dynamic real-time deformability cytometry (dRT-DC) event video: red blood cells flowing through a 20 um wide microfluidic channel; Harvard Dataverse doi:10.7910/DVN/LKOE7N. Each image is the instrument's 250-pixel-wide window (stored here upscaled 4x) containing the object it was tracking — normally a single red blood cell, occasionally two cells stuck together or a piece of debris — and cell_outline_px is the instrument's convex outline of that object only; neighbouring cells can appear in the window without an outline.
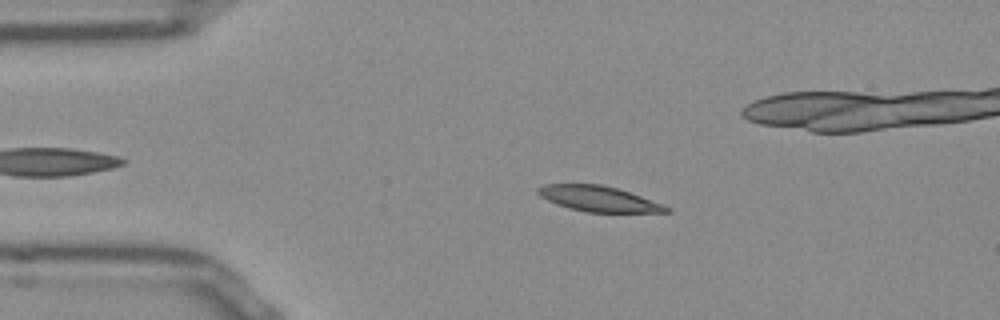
{"species": "Egyptian fruit bat (a non-hibernating species)", "species_latin": "Rousettus aegyptiacus", "temperature_condition": "room temperature", "stored_images_in_passage": 53, "camera_frame_rate_fps": 3000, "um_per_image_px": 0.085, "frame": {"image": 1, "passage_image": 10, "time_ms": 3.0, "image_size_px": [1000, 320], "cell_outline_px": [[672, 212], [584, 212], [568, 208], [556, 204], [540, 196], [536, 192], [536, 188], [544, 184], [600, 184], [616, 188], [664, 204], [672, 208]], "centroid_in_image_um": [50.87, 16.9], "position_along_channel_um": 34.1, "area_um2": 19.07}}
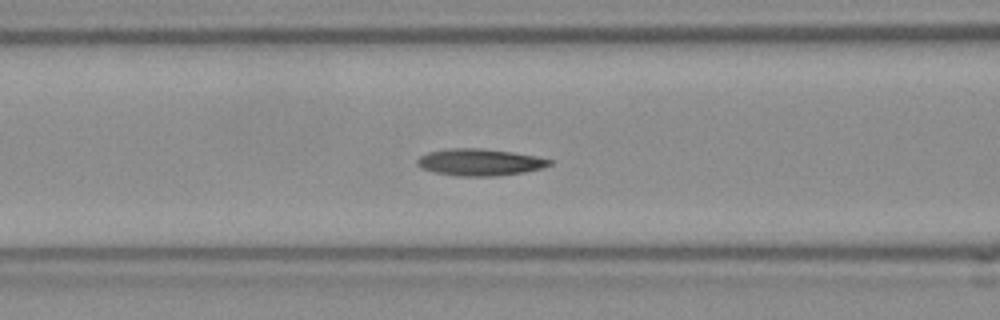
{"frame": {"image": 2, "passage_image": 20, "time_ms": 6.333, "image_size_px": [1000, 320], "cell_outline_px": [[552, 164], [544, 168], [524, 172], [496, 176], [456, 176], [436, 172], [420, 168], [416, 164], [416, 160], [420, 156], [428, 152], [448, 148], [480, 148], [512, 152], [536, 156], [552, 160]], "centroid_in_image_um": [40.77, 13.79], "position_along_channel_um": 125.8, "area_um2": 20.81}}
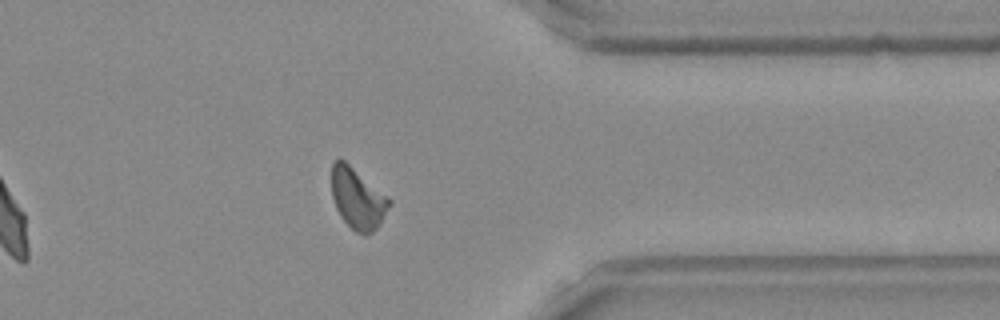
{"frame": {"image": 3, "passage_image": 41, "time_ms": 13.333, "image_size_px": [1000, 320], "cell_outline_px": [[392, 204], [380, 224], [372, 232], [364, 236], [356, 232], [340, 216], [336, 208], [332, 196], [332, 160], [344, 160], [388, 196], [392, 200]], "centroid_in_image_um": [30.42, 16.89], "position_along_channel_um": 381.0, "area_um2": 20.46}, "authors_computed_cell_mechanics": {"area_um2": 19.8832, "velocity_mm_per_s": 3.8276, "shape_relaxation_time_tau1_ms": 9.9943, "shape_relaxation_time_tau2_ms": 8.4488, "deformation_change_tau1": 0.214, "deformation_change_tau2": 0.172}}